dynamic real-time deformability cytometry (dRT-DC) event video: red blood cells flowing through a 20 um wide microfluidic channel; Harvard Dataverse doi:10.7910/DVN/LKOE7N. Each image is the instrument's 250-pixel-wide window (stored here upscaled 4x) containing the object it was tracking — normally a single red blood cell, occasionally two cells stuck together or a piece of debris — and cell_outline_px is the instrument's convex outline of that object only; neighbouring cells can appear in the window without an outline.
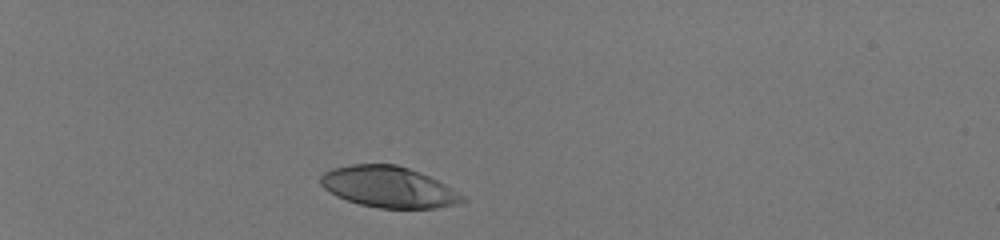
{"species": "human", "species_latin": "Homo sapiens", "temperature_condition": "room temperature", "stored_images_in_passage": 33, "camera_frame_rate_fps": 3000, "um_per_image_px": 0.085, "donor": {"sex": "male"}, "frame": {"image": 1, "passage_image": 1, "time_ms": 0.0, "image_size_px": [1000, 240], "cell_outline_px": [[468, 200], [456, 204], [436, 208], [380, 208], [360, 204], [336, 196], [328, 192], [320, 184], [320, 176], [324, 172], [332, 168], [352, 164], [396, 164], [420, 172], [444, 184], [464, 196]], "centroid_in_image_um": [33.0, 15.89], "position_along_channel_um": 52.0, "area_um2": 33.81}}
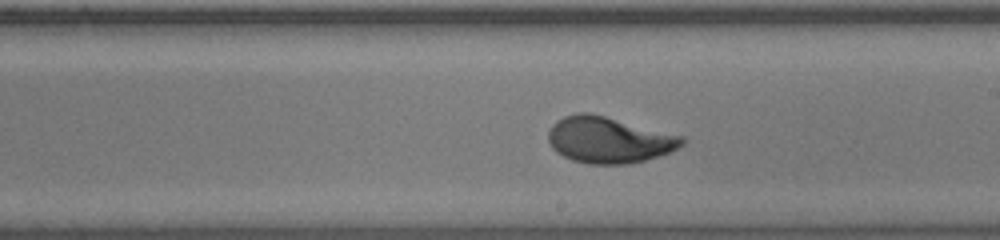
{"frame": {"image": 2, "passage_image": 19, "time_ms": 6.0, "image_size_px": [1000, 240], "cell_outline_px": [[688, 140], [684, 144], [668, 152], [644, 160], [628, 164], [588, 164], [572, 160], [556, 152], [552, 148], [548, 140], [548, 132], [552, 124], [556, 120], [564, 116], [576, 112], [588, 112], [684, 136]], "centroid_in_image_um": [51.72, 11.88], "position_along_channel_um": 237.3, "area_um2": 36.01}}
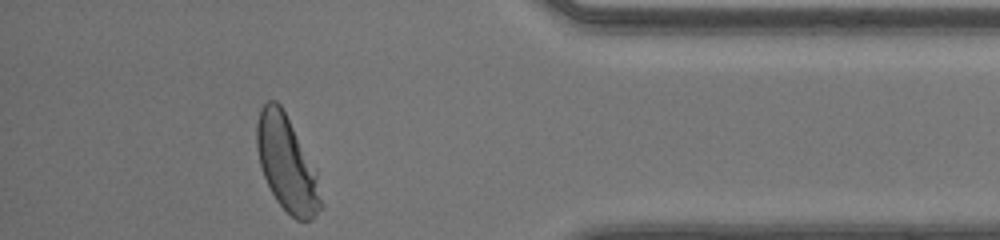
{"frame": {"image": 3, "passage_image": 33, "time_ms": 10.667, "image_size_px": [1000, 240], "cell_outline_px": [[324, 208], [312, 220], [296, 220], [276, 200], [264, 176], [260, 164], [256, 148], [256, 124], [260, 108], [268, 100], [276, 100], [280, 104], [316, 168], [324, 204]], "centroid_in_image_um": [24.41, 13.94], "position_along_channel_um": 410.8, "area_um2": 35.84}, "authors_computed_cell_mechanics": {"area_um2": 34.9112, "velocity_mm_per_s": 4.099, "shape_relaxation_time_tau1_ms": 2.8373, "shape_relaxation_time_tau2_ms": null, "deformation_change_tau1": 0.1806, "deformation_change_tau2": null}}